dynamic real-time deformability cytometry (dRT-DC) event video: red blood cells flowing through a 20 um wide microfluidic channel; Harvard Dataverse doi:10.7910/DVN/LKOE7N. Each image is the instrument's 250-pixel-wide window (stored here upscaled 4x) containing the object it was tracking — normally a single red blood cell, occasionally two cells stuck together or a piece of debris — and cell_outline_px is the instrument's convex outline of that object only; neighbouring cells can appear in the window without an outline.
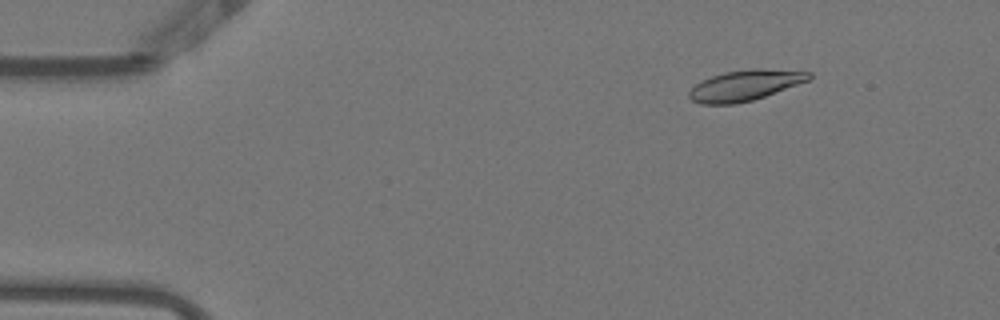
{"species": "Egyptian fruit bat (a non-hibernating species)", "species_latin": "Rousettus aegyptiacus", "temperature_condition": "warm", "stored_images_in_passage": 50, "camera_frame_rate_fps": 3000, "um_per_image_px": 0.085, "animal": {"sex": "female"}, "frame": {"image": 1, "passage_image": 7, "time_ms": 2.0, "image_size_px": [1000, 320], "cell_outline_px": [[812, 76], [808, 80], [764, 96], [752, 100], [736, 104], [700, 104], [692, 100], [688, 96], [688, 92], [696, 84], [712, 76], [724, 72], [752, 68], [764, 68], [812, 72]], "centroid_in_image_um": [63.31, 7.25], "position_along_channel_um": 21.7, "area_um2": 21.21}}
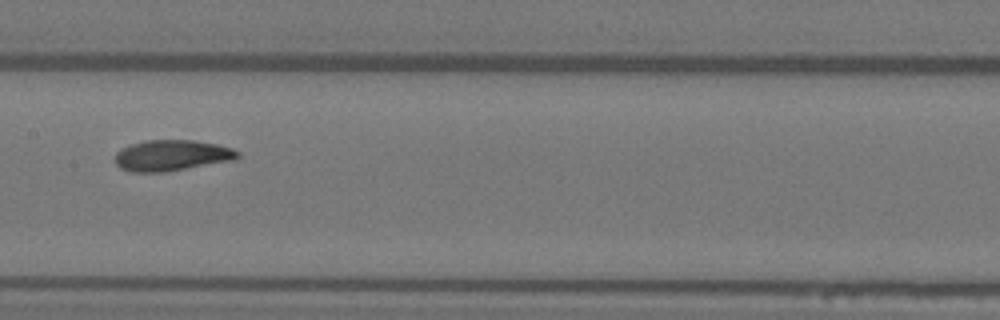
{"frame": {"image": 2, "passage_image": 27, "time_ms": 8.667, "image_size_px": [1000, 320], "cell_outline_px": [[240, 156], [236, 160], [164, 172], [132, 172], [120, 168], [116, 164], [116, 152], [120, 148], [144, 140], [192, 140], [216, 144], [232, 148], [240, 152]], "centroid_in_image_um": [14.61, 13.21], "position_along_channel_um": 192.8, "area_um2": 22.2}}
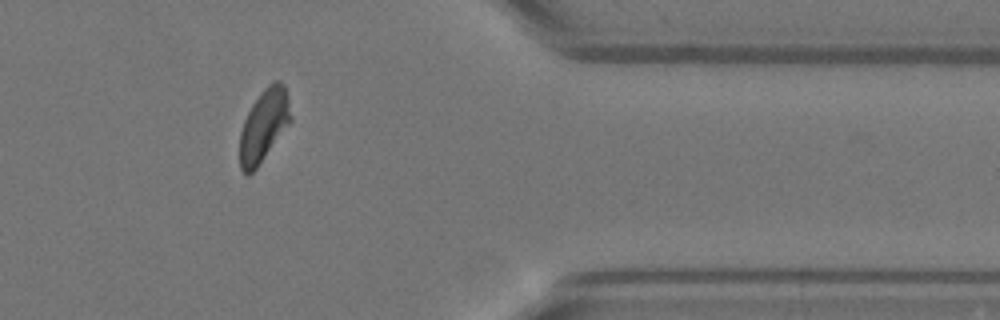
{"frame": {"image": 3, "passage_image": 44, "time_ms": 14.333, "image_size_px": [1000, 320], "cell_outline_px": [[292, 120], [256, 168], [248, 176], [240, 168], [240, 132], [244, 120], [252, 104], [260, 92], [272, 80], [280, 80], [284, 84], [288, 96], [292, 116]], "centroid_in_image_um": [22.44, 10.62], "position_along_channel_um": 389.0, "area_um2": 21.44}, "authors_computed_cell_mechanics": {"area_um2": 21.8484, "velocity_mm_per_s": 3.8212, "shape_relaxation_time_tau1_ms": 4.5521, "shape_relaxation_time_tau2_ms": 1.4733, "deformation_change_tau1": 0.1636, "deformation_change_tau2": 0.0653}}